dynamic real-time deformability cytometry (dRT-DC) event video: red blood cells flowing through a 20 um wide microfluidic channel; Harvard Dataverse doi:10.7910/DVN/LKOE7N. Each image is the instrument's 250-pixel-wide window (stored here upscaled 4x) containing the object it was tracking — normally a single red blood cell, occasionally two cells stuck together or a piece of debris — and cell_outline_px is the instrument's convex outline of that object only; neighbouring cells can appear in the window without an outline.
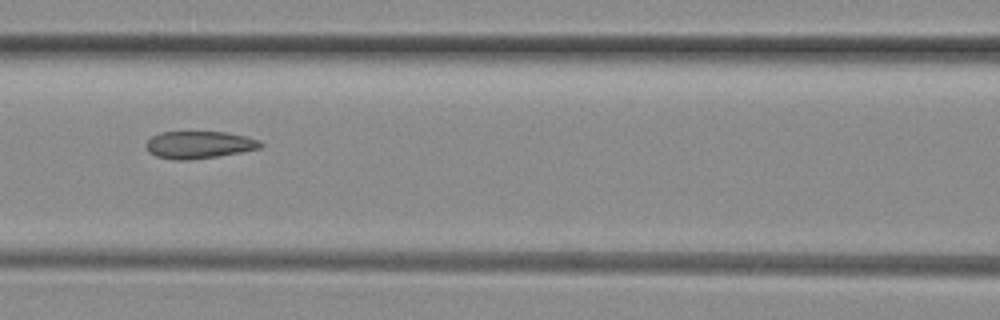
{"species": "common noctule bat (a hibernating species)", "species_latin": "Nyctalus noctula", "temperature_condition": "room temperature", "stored_images_in_passage": 7, "camera_frame_rate_fps": 3000, "um_per_image_px": 0.085, "animal": {"sex": "female", "body_mass_g": 29.2, "forearm_length_mm": 56.3}, "frame": {"image": 1, "passage_image": 6, "time_ms": 1.667, "image_size_px": [1000, 320], "cell_outline_px": [[264, 144], [260, 148], [240, 152], [216, 156], [188, 160], [172, 160], [156, 156], [148, 152], [144, 144], [152, 136], [160, 132], [224, 132], [248, 136], [260, 140]], "centroid_in_image_um": [16.9, 12.3], "position_along_channel_um": 149.7, "area_um2": 18.32}}
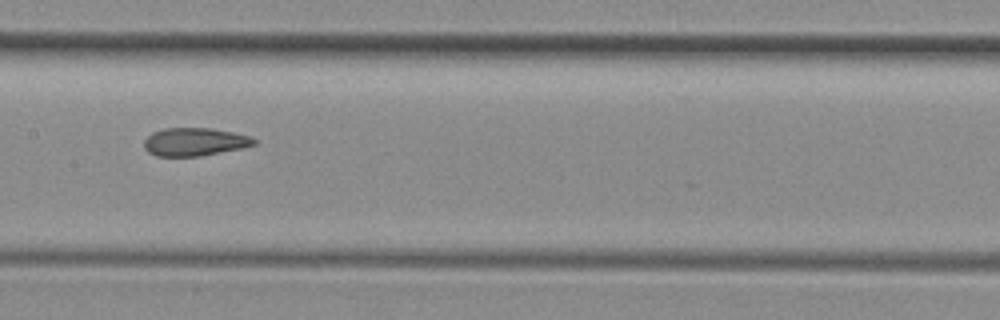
{"frame": {"image": 2, "passage_image": 7, "time_ms": 2.0, "image_size_px": [1000, 320], "cell_outline_px": [[256, 144], [240, 148], [200, 156], [156, 156], [148, 152], [144, 148], [144, 140], [152, 132], [164, 128], [212, 128], [232, 132], [248, 136], [256, 140]], "centroid_in_image_um": [16.5, 12.05], "position_along_channel_um": 190.9, "area_um2": 17.86}}